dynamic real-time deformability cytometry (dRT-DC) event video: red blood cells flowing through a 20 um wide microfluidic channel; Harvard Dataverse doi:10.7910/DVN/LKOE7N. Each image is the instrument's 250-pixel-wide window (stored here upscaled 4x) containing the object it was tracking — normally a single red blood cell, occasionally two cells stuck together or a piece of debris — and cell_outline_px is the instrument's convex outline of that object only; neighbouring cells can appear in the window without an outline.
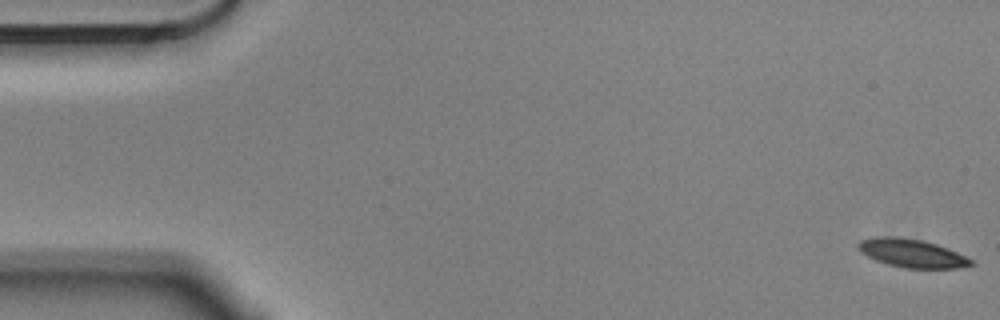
{"species": "Egyptian fruit bat (a non-hibernating species)", "species_latin": "Rousettus aegyptiacus", "temperature_condition": "cold", "stored_images_in_passage": 15, "camera_frame_rate_fps": 3000, "um_per_image_px": 0.085, "animal": {"sex": "male"}, "frame": {"image": 1, "passage_image": 1, "time_ms": 0.0, "image_size_px": [1000, 320], "cell_outline_px": [[976, 264], [956, 268], [904, 268], [888, 264], [876, 260], [860, 252], [856, 248], [856, 244], [860, 240], [872, 236], [900, 236], [920, 240], [936, 244], [948, 248], [972, 260]], "centroid_in_image_um": [77.45, 21.51], "position_along_channel_um": 7.6, "area_um2": 18.73}}
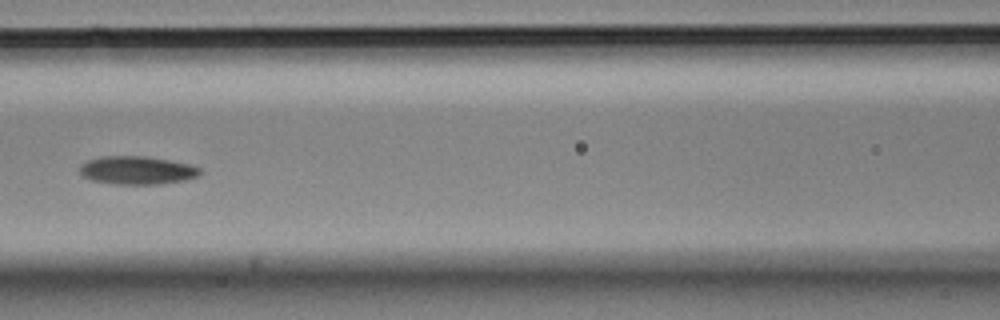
{"frame": {"image": 2, "passage_image": 7, "time_ms": 2.0, "image_size_px": [1000, 320], "cell_outline_px": [[204, 172], [200, 176], [184, 180], [160, 184], [116, 184], [92, 180], [84, 176], [80, 172], [80, 164], [88, 160], [100, 156], [148, 156], [188, 164], [200, 168]], "centroid_in_image_um": [11.67, 14.47], "position_along_channel_um": 154.9, "area_um2": 19.83}}
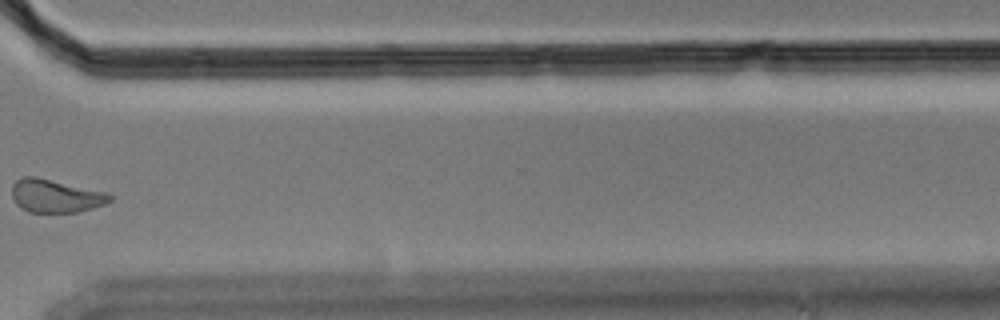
{"frame": {"image": 3, "passage_image": 12, "time_ms": 3.667, "image_size_px": [1000, 320], "cell_outline_px": [[112, 200], [104, 204], [92, 208], [76, 212], [28, 212], [20, 208], [16, 204], [12, 196], [12, 184], [16, 180], [24, 176], [36, 176], [108, 192], [112, 196]], "centroid_in_image_um": [4.71, 16.64], "position_along_channel_um": 365.9, "area_um2": 19.07}}